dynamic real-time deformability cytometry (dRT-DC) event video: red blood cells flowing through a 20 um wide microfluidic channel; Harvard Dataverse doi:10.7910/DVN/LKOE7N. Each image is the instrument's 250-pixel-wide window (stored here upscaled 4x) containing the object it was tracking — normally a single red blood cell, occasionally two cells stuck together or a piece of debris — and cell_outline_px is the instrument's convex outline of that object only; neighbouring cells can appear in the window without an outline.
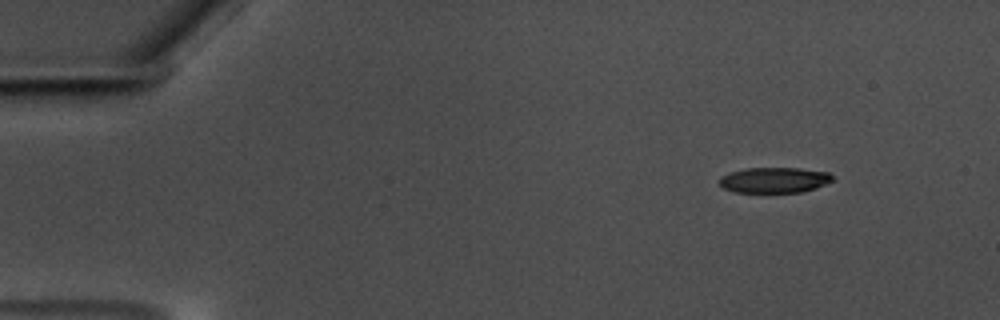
{"species": "common noctule bat (a hibernating species)", "species_latin": "Nyctalus noctula", "temperature_condition": "warm", "stored_images_in_passage": 53, "camera_frame_rate_fps": 3000, "um_per_image_px": 0.085, "animal": {"sex": "male", "body_mass_g": 17.5, "forearm_length_mm": 52.3}, "frame": {"image": 1, "passage_image": 1, "time_ms": 0.0, "image_size_px": [1000, 320], "cell_outline_px": [[832, 180], [816, 188], [804, 192], [736, 192], [724, 188], [720, 184], [720, 176], [728, 172], [744, 168], [800, 168], [828, 172], [832, 176]], "centroid_in_image_um": [65.79, 15.3], "position_along_channel_um": 19.2, "area_um2": 16.82}}
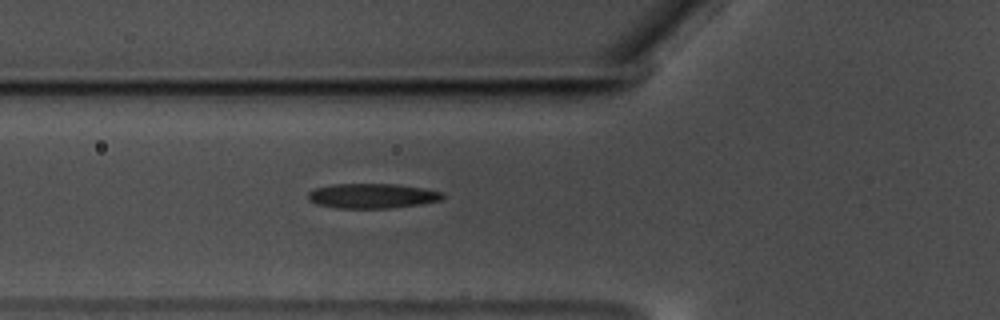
{"frame": {"image": 2, "passage_image": 16, "time_ms": 5.0, "image_size_px": [1000, 320], "cell_outline_px": [[444, 196], [440, 200], [420, 204], [388, 208], [340, 208], [316, 204], [308, 200], [308, 192], [316, 188], [332, 184], [396, 184], [424, 188], [444, 192]], "centroid_in_image_um": [31.64, 16.64], "position_along_channel_um": 94.2, "area_um2": 19.42}}
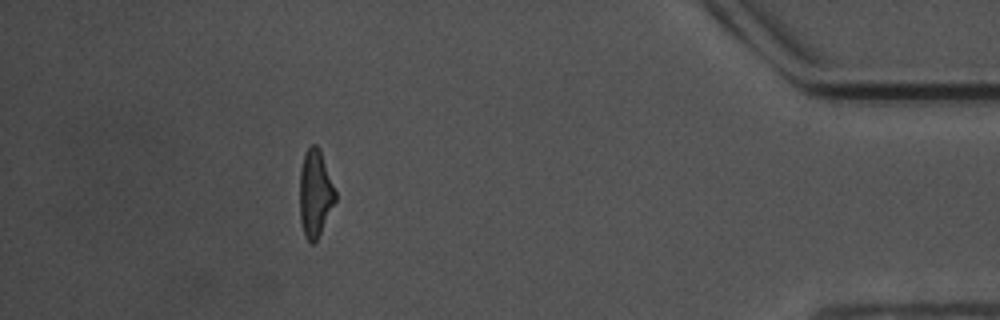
{"frame": {"image": 3, "passage_image": 47, "time_ms": 15.333, "image_size_px": [1000, 320], "cell_outline_px": [[336, 200], [316, 240], [312, 244], [304, 236], [300, 220], [300, 168], [304, 156], [308, 148], [312, 144], [316, 144], [320, 148], [336, 192]], "centroid_in_image_um": [26.78, 16.42], "position_along_channel_um": 408.4, "area_um2": 17.92}, "authors_computed_cell_mechanics": {"area_um2": 18.8428, "velocity_mm_per_s": 3.5248, "shape_relaxation_time_tau1_ms": 6.4041, "shape_relaxation_time_tau2_ms": 2.6119, "deformation_change_tau1": 0.2002, "deformation_change_tau2": 0.117}}